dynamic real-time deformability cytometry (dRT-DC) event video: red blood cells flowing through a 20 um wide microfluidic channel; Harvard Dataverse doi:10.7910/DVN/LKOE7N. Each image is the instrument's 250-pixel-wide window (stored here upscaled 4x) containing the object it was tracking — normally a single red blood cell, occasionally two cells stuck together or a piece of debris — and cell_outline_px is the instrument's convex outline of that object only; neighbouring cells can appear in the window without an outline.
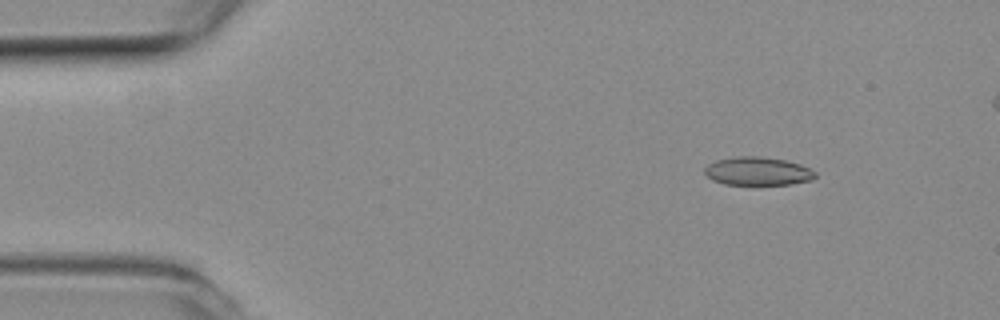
{"species": "common noctule bat (a hibernating species)", "species_latin": "Nyctalus noctula", "temperature_condition": "room temperature", "stored_images_in_passage": 13, "camera_frame_rate_fps": 3000, "um_per_image_px": 0.085, "animal": {"sex": "female", "body_mass_g": 19.3, "forearm_length_mm": 54.1}, "frame": {"image": 1, "passage_image": 3, "time_ms": 0.667, "image_size_px": [1000, 320], "cell_outline_px": [[816, 176], [812, 180], [792, 184], [724, 184], [712, 180], [704, 172], [704, 168], [708, 164], [716, 160], [736, 156], [760, 156], [788, 160], [800, 164], [816, 172]], "centroid_in_image_um": [64.41, 14.54], "position_along_channel_um": 20.6, "area_um2": 18.32}}